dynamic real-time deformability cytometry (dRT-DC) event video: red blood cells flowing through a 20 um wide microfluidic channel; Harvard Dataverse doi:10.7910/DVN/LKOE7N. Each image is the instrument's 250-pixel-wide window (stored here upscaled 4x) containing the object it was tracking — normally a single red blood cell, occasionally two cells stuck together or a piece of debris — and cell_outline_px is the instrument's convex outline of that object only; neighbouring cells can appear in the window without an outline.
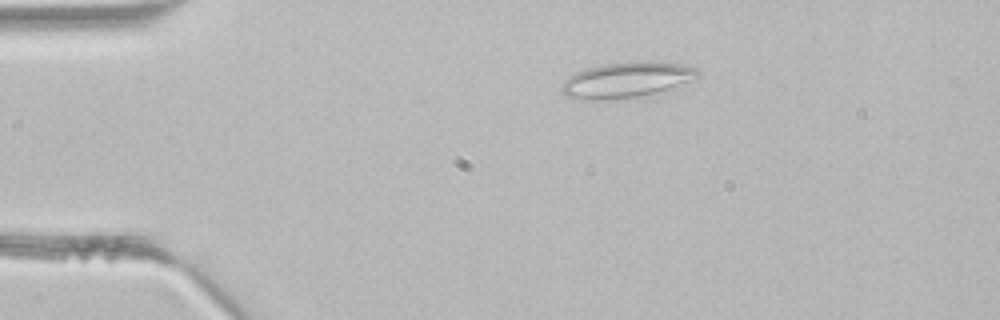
{"species": "common noctule bat (a hibernating species)", "species_latin": "Nyctalus noctula", "temperature_condition": "room temperature", "stored_images_in_passage": 2, "camera_frame_rate_fps": 3000, "um_per_image_px": 0.085, "animal": {"sex": "male", "body_mass_g": 21.5, "forearm_length_mm": 52.0}, "frame": {"image": 1, "passage_image": 1, "time_ms": 0.0, "image_size_px": [1000, 320], "cell_outline_px": [[700, 72], [696, 76], [688, 80], [668, 88], [656, 92], [636, 96], [592, 100], [588, 100], [564, 96], [560, 88], [564, 80], [576, 72], [588, 68], [604, 64], [648, 60], [676, 64], [696, 68]], "centroid_in_image_um": [53.16, 6.77], "position_along_channel_um": 31.8, "area_um2": 27.34}}